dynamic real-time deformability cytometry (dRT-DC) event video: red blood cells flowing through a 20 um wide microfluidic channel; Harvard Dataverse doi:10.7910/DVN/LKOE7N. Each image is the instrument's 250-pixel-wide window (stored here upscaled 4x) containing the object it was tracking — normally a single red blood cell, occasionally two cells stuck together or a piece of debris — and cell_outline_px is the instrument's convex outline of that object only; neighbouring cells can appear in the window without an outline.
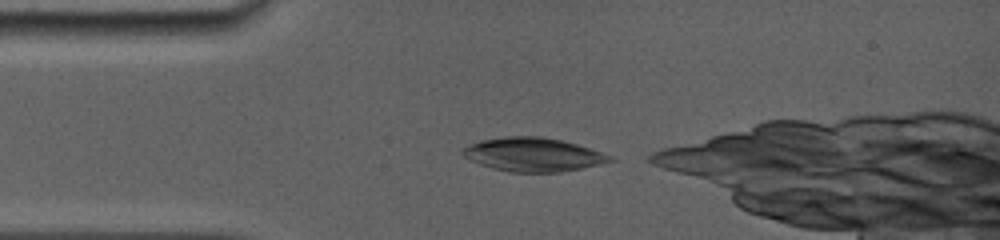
{"species": "common noctule bat (a hibernating species)", "species_latin": "Nyctalus noctula", "temperature_condition": "room temperature", "stored_images_in_passage": 14, "camera_frame_rate_fps": 5000, "um_per_image_px": 0.085, "animal": {"sex": "female", "body_mass_g": 19.0, "forearm_length_mm": 56.7}, "frame": {"image": 1, "passage_image": 1, "time_ms": 0.0, "image_size_px": [1000, 240], "cell_outline_px": [[616, 160], [580, 168], [560, 172], [508, 172], [492, 168], [480, 164], [464, 156], [460, 152], [460, 148], [468, 144], [480, 140], [504, 136], [544, 136], [576, 144], [612, 156]], "centroid_in_image_um": [45.24, 13.13], "position_along_channel_um": 39.8, "area_um2": 28.9}}
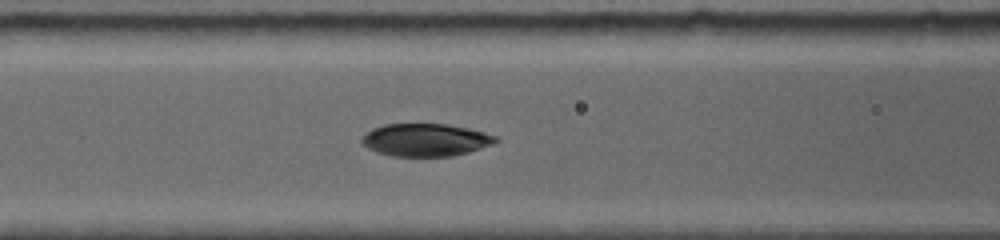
{"frame": {"image": 2, "passage_image": 8, "time_ms": 2.8, "image_size_px": [1000, 240], "cell_outline_px": [[500, 140], [492, 144], [468, 152], [452, 156], [392, 156], [376, 152], [360, 144], [360, 140], [372, 128], [384, 124], [448, 124], [468, 128], [484, 132], [496, 136]], "centroid_in_image_um": [36.15, 11.89], "position_along_channel_um": 130.4, "area_um2": 25.49}}
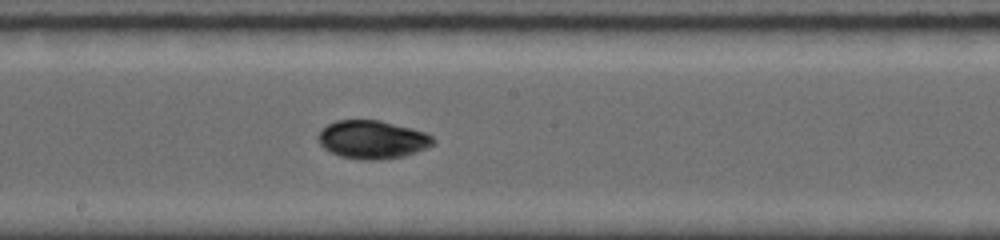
{"frame": {"image": 3, "passage_image": 13, "time_ms": 5.0, "image_size_px": [1000, 240], "cell_outline_px": [[436, 144], [416, 152], [404, 156], [368, 160], [360, 160], [340, 156], [324, 148], [320, 144], [316, 136], [320, 128], [336, 120], [380, 120], [412, 128], [424, 132], [432, 136], [436, 140]], "centroid_in_image_um": [31.64, 11.85], "position_along_channel_um": 216.6, "area_um2": 25.78}}